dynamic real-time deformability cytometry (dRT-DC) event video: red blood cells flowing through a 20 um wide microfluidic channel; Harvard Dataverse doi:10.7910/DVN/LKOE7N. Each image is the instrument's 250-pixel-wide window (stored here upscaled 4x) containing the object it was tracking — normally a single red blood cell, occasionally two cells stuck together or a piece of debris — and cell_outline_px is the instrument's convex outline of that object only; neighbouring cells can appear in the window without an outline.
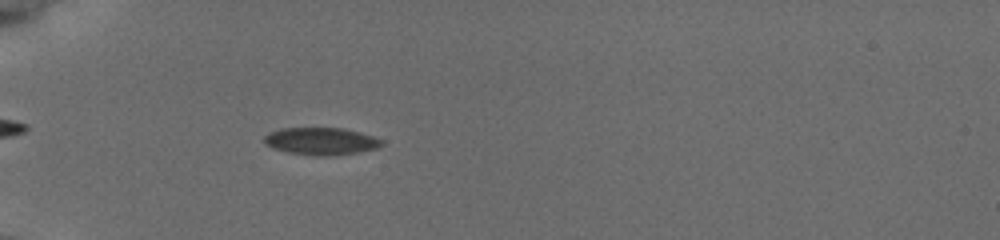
{"species": "common noctule bat (a hibernating species)", "species_latin": "Nyctalus noctula", "temperature_condition": "cold", "stored_images_in_passage": 40, "camera_frame_rate_fps": 3000, "um_per_image_px": 0.085, "animal": {"sex": "female", "body_mass_g": 19.5, "forearm_length_mm": 54.1}, "frame": {"image": 1, "passage_image": 4, "time_ms": 1.0, "image_size_px": [1000, 240], "cell_outline_px": [[384, 144], [376, 148], [356, 152], [328, 156], [324, 156], [288, 152], [272, 148], [264, 144], [264, 136], [268, 132], [280, 128], [344, 128], [372, 136], [384, 140]], "centroid_in_image_um": [27.26, 11.99], "position_along_channel_um": 57.7, "area_um2": 18.61}}
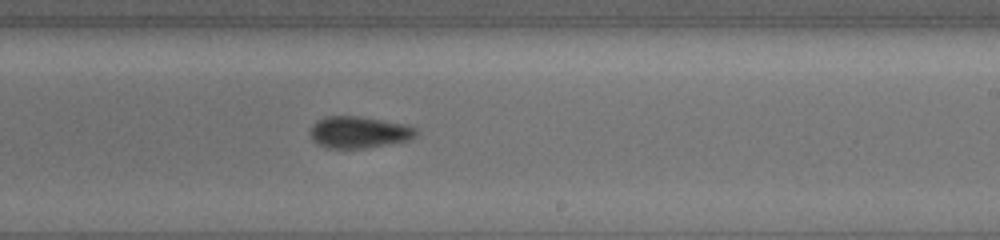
{"frame": {"image": 2, "passage_image": 21, "time_ms": 6.667, "image_size_px": [1000, 240], "cell_outline_px": [[420, 132], [416, 136], [408, 140], [364, 148], [328, 148], [312, 140], [312, 124], [316, 120], [324, 116], [356, 116], [408, 124], [416, 128]], "centroid_in_image_um": [30.54, 11.22], "position_along_channel_um": 258.5, "area_um2": 19.48}}
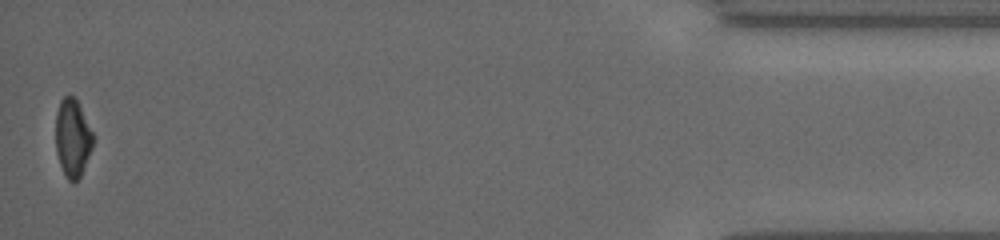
{"frame": {"image": 3, "passage_image": 40, "time_ms": 13.0, "image_size_px": [1000, 240], "cell_outline_px": [[96, 136], [92, 148], [80, 176], [72, 184], [68, 180], [60, 164], [56, 152], [56, 112], [60, 100], [64, 96], [72, 96], [76, 100]], "centroid_in_image_um": [6.18, 11.72], "position_along_channel_um": 429.0, "area_um2": 16.99}, "authors_computed_cell_mechanics": {"area_um2": 18.9584, "velocity_mm_per_s": 3.8458, "shape_relaxation_time_tau1_ms": 3.4722, "shape_relaxation_time_tau2_ms": null, "deformation_change_tau1": 0.0742, "deformation_change_tau2": null}}